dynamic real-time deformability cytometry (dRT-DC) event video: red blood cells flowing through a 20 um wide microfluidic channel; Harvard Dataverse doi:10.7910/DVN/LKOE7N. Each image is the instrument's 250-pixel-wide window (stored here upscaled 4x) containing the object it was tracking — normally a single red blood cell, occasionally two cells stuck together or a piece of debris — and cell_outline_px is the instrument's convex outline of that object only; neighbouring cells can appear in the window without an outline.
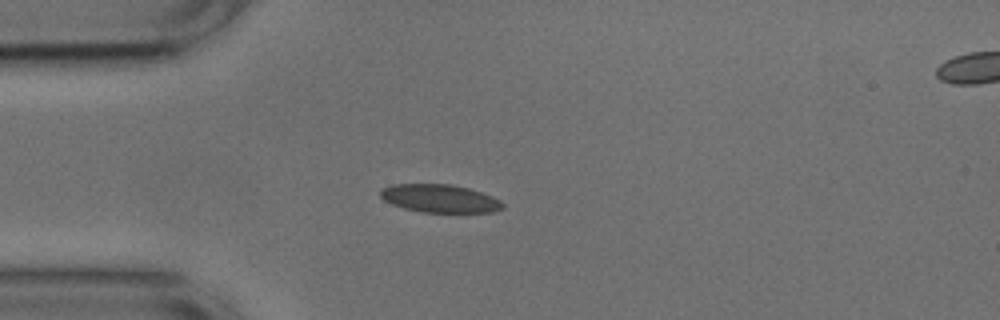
{"species": "common noctule bat (a hibernating species)", "species_latin": "Nyctalus noctula", "temperature_condition": "cold", "stored_images_in_passage": 18, "camera_frame_rate_fps": 3000, "um_per_image_px": 0.085, "animal": {"sex": "male", "body_mass_g": 17.9, "forearm_length_mm": 54.2}, "frame": {"image": 1, "passage_image": 1, "time_ms": 0.0, "image_size_px": [1000, 320], "cell_outline_px": [[504, 208], [492, 212], [424, 212], [404, 208], [392, 204], [384, 200], [380, 196], [380, 188], [392, 184], [448, 184], [468, 188], [492, 196], [500, 200], [504, 204]], "centroid_in_image_um": [37.36, 16.86], "position_along_channel_um": 47.6, "area_um2": 19.94}}
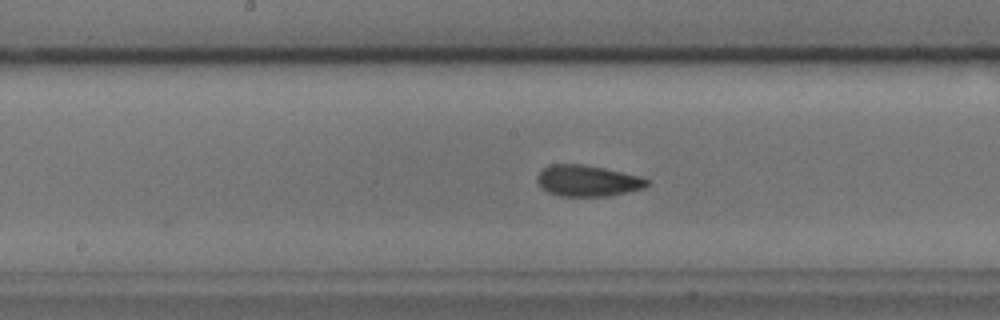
{"frame": {"image": 2, "passage_image": 14, "time_ms": 4.333, "image_size_px": [1000, 320], "cell_outline_px": [[648, 184], [644, 188], [628, 192], [608, 196], [560, 196], [548, 192], [536, 180], [536, 176], [544, 168], [552, 164], [584, 164], [604, 168], [640, 176], [648, 180]], "centroid_in_image_um": [49.95, 15.36], "position_along_channel_um": 198.3, "area_um2": 19.83}}